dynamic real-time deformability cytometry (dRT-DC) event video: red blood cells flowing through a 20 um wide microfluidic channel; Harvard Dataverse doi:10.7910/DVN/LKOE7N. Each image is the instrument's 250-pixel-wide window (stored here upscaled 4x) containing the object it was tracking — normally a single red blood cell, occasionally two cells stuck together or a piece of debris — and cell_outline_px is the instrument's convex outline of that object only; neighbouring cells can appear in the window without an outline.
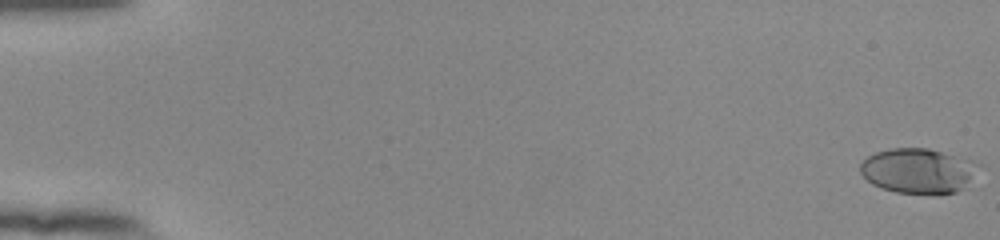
{"species": "human", "species_latin": "Homo sapiens", "temperature_condition": "room temperature", "stored_images_in_passage": 55, "camera_frame_rate_fps": 3000, "um_per_image_px": 0.085, "donor": {"sex": "female"}, "frame": {"image": 1, "passage_image": 1, "time_ms": 0.0, "image_size_px": [1000, 240], "cell_outline_px": [[980, 164], [968, 180], [956, 192], [936, 196], [896, 192], [880, 188], [872, 184], [860, 172], [860, 164], [868, 156], [876, 152], [888, 148], [928, 148], [972, 160]], "centroid_in_image_um": [78.0, 14.53], "position_along_channel_um": 7.0, "area_um2": 31.04}}
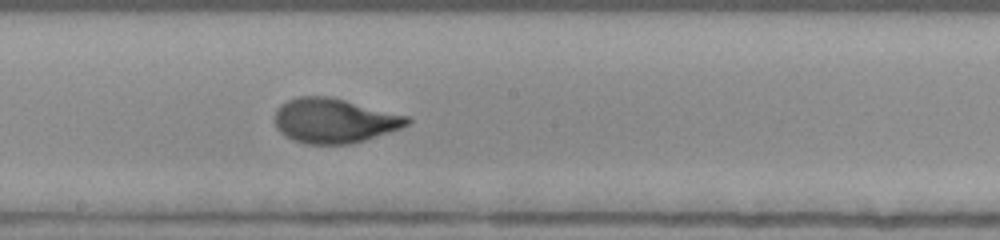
{"frame": {"image": 2, "passage_image": 32, "time_ms": 10.333, "image_size_px": [1000, 240], "cell_outline_px": [[412, 120], [408, 124], [400, 128], [364, 140], [348, 144], [304, 144], [292, 140], [284, 136], [276, 128], [276, 108], [280, 104], [296, 96], [328, 96], [412, 116]], "centroid_in_image_um": [28.41, 10.25], "position_along_channel_um": 219.8, "area_um2": 34.62}}
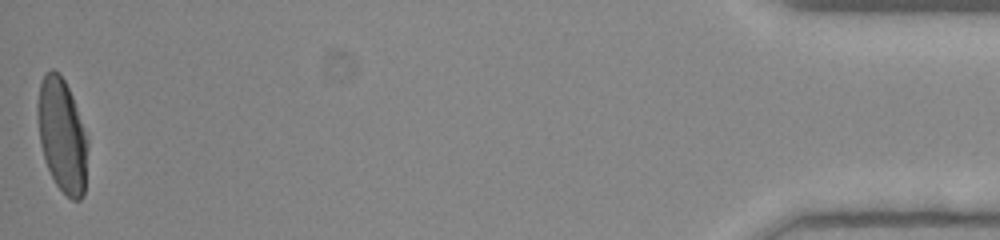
{"frame": {"image": 3, "passage_image": 55, "time_ms": 18.0, "image_size_px": [1000, 240], "cell_outline_px": [[88, 148], [84, 196], [80, 200], [72, 200], [56, 184], [44, 160], [40, 144], [36, 116], [36, 108], [40, 84], [44, 72], [52, 68], [60, 72], [72, 96], [88, 140]], "centroid_in_image_um": [5.26, 11.48], "position_along_channel_um": 429.9, "area_um2": 33.47}, "authors_computed_cell_mechanics": {"area_um2": 33.3506, "velocity_mm_per_s": 3.8845, "shape_relaxation_time_tau1_ms": 3.6629, "shape_relaxation_time_tau2_ms": null, "deformation_change_tau1": 0.2223, "deformation_change_tau2": null}}